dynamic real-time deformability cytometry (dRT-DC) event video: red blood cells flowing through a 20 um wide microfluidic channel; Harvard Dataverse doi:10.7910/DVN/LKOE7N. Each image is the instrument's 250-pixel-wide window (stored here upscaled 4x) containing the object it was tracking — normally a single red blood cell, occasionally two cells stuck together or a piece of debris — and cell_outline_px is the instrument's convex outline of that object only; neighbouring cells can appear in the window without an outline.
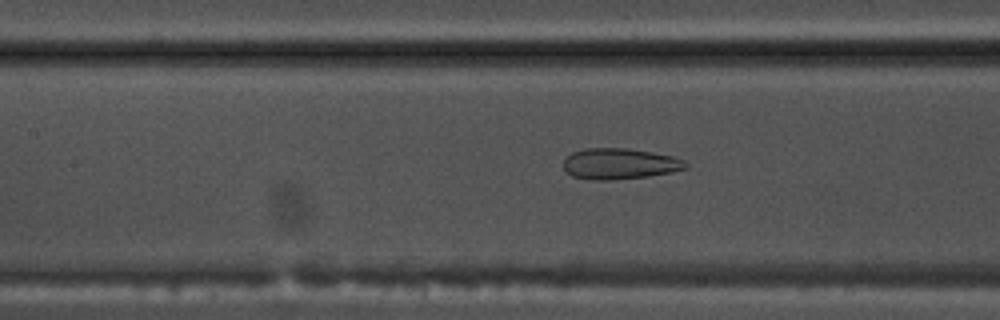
{"species": "common noctule bat (a hibernating species)", "species_latin": "Nyctalus noctula", "temperature_condition": "warm", "stored_images_in_passage": 47, "camera_frame_rate_fps": 3000, "um_per_image_px": 0.085, "animal": {"sex": "male", "body_mass_g": 17.5, "forearm_length_mm": 52.3}, "frame": {"image": 1, "passage_image": 18, "time_ms": 5.667, "image_size_px": [1000, 320], "cell_outline_px": [[688, 168], [672, 172], [648, 176], [608, 180], [592, 180], [572, 176], [564, 168], [564, 160], [572, 152], [584, 148], [628, 148], [652, 152], [672, 156], [684, 160], [688, 164]], "centroid_in_image_um": [52.68, 13.91], "position_along_channel_um": 154.7, "area_um2": 22.02}}
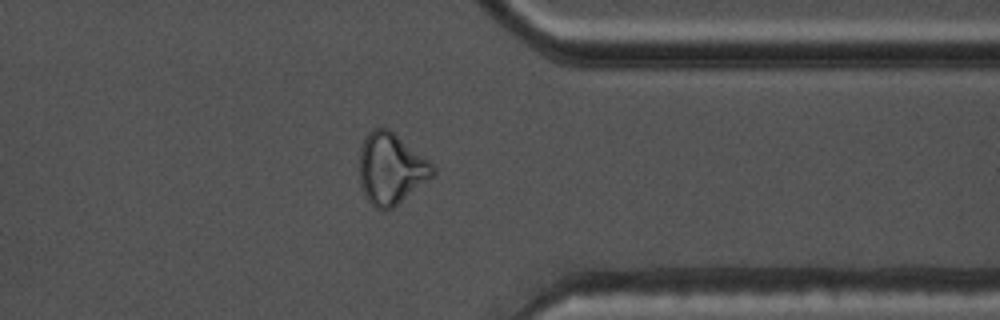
{"frame": {"image": 2, "passage_image": 36, "time_ms": 11.667, "image_size_px": [1000, 320], "cell_outline_px": [[436, 172], [432, 176], [388, 212], [376, 208], [368, 200], [360, 184], [360, 148], [364, 136], [372, 128], [388, 128], [428, 160], [436, 168]], "centroid_in_image_um": [33.21, 14.34], "position_along_channel_um": 378.2, "area_um2": 30.17}}
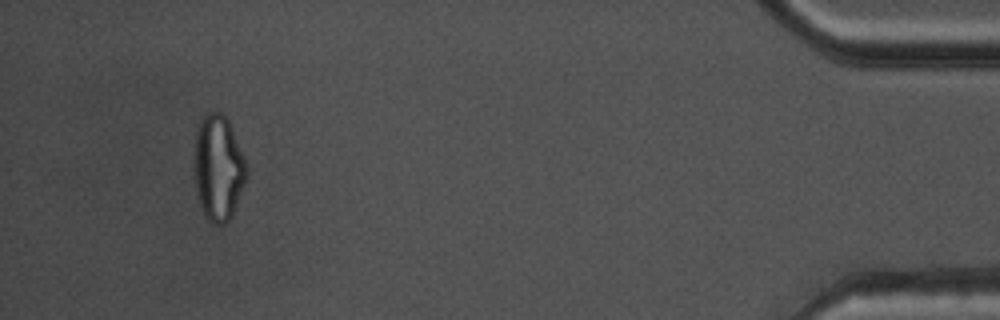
{"frame": {"image": 3, "passage_image": 44, "time_ms": 14.333, "image_size_px": [1000, 320], "cell_outline_px": [[248, 176], [232, 216], [224, 224], [212, 224], [204, 216], [200, 204], [196, 188], [192, 168], [192, 156], [196, 124], [208, 112], [220, 112], [228, 120], [248, 168]], "centroid_in_image_um": [18.51, 14.26], "position_along_channel_um": 416.7, "area_um2": 32.89}, "authors_computed_cell_mechanics": {"area_um2": 27.5706, "velocity_mm_per_s": 3.8358, "shape_relaxation_time_tau1_ms": null, "shape_relaxation_time_tau2_ms": 1.4408, "deformation_change_tau1": null, "deformation_change_tau2": 0.1071}}